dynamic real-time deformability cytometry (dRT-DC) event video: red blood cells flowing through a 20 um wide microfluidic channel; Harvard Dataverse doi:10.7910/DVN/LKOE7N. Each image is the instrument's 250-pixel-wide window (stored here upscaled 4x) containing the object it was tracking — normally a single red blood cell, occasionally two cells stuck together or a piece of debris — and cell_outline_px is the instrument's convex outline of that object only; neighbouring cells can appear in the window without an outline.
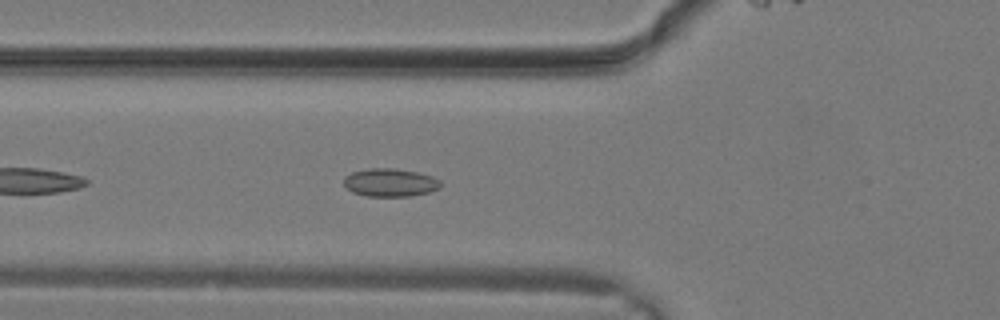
{"species": "common noctule bat (a hibernating species)", "species_latin": "Nyctalus noctula", "temperature_condition": "warm", "stored_images_in_passage": 8, "camera_frame_rate_fps": 3000, "um_per_image_px": 0.085, "animal": {"sex": "male", "body_mass_g": 19.2, "forearm_length_mm": 51.8}, "frame": {"image": 1, "passage_image": 6, "time_ms": 1.667, "image_size_px": [1000, 320], "cell_outline_px": [[440, 188], [428, 192], [412, 196], [368, 196], [352, 192], [344, 184], [344, 176], [352, 172], [368, 168], [392, 168], [416, 172], [432, 176], [440, 180]], "centroid_in_image_um": [33.15, 15.51], "position_along_channel_um": 92.6, "area_um2": 15.78}}
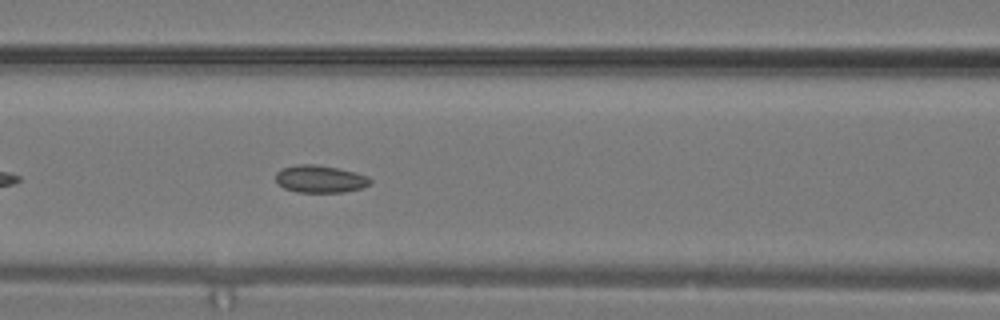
{"frame": {"image": 2, "passage_image": 8, "time_ms": 2.333, "image_size_px": [1000, 320], "cell_outline_px": [[372, 180], [364, 188], [344, 192], [296, 192], [284, 188], [276, 180], [276, 172], [280, 168], [296, 164], [316, 164], [356, 172], [368, 176]], "centroid_in_image_um": [27.2, 15.21], "position_along_channel_um": 139.4, "area_um2": 15.2}}